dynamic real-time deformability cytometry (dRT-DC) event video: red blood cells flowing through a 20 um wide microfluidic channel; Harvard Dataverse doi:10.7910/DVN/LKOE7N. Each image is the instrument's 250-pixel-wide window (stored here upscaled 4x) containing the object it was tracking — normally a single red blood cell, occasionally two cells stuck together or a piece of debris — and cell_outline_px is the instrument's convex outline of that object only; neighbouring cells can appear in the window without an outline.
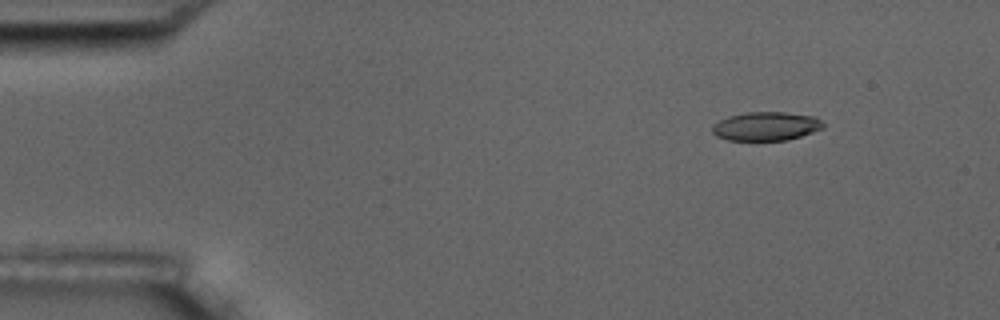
{"species": "common noctule bat (a hibernating species)", "species_latin": "Nyctalus noctula", "temperature_condition": "room temperature", "stored_images_in_passage": 7, "camera_frame_rate_fps": 3000, "um_per_image_px": 0.085, "animal": {"sex": "male", "body_mass_g": 17.5, "forearm_length_mm": 52.3}, "frame": {"image": 1, "passage_image": 3, "time_ms": 2.0, "image_size_px": [1000, 320], "cell_outline_px": [[824, 128], [788, 140], [728, 140], [716, 136], [712, 132], [712, 124], [728, 116], [744, 112], [784, 112], [816, 116], [824, 124]], "centroid_in_image_um": [65.1, 10.72], "position_along_channel_um": 19.9, "area_um2": 18.67}}
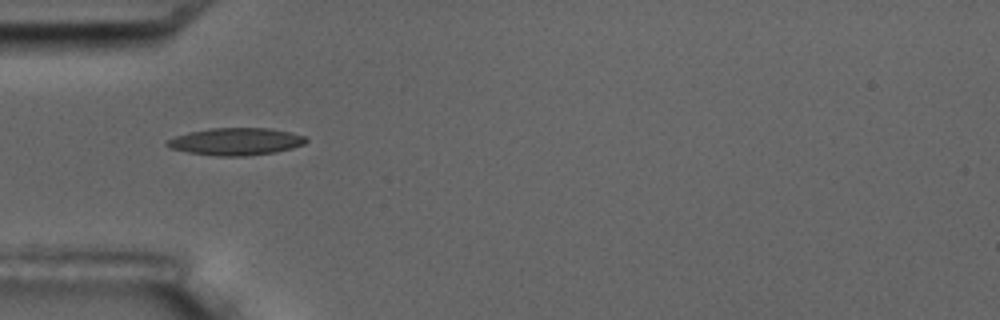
{"frame": {"image": 2, "passage_image": 6, "time_ms": 5.667, "image_size_px": [1000, 320], "cell_outline_px": [[308, 140], [304, 144], [292, 148], [276, 152], [248, 156], [216, 156], [188, 152], [172, 148], [164, 144], [168, 140], [176, 136], [188, 132], [212, 128], [268, 128], [288, 132], [304, 136]], "centroid_in_image_um": [20.05, 12.03], "position_along_channel_um": 64.9, "area_um2": 21.96}}